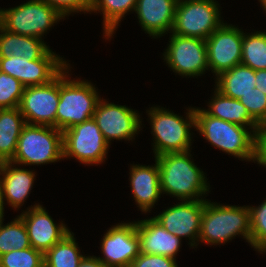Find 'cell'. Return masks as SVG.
I'll return each instance as SVG.
<instances>
[{
    "mask_svg": "<svg viewBox=\"0 0 266 267\" xmlns=\"http://www.w3.org/2000/svg\"><path fill=\"white\" fill-rule=\"evenodd\" d=\"M191 150L182 153H168L155 157L160 174L162 194L183 200H206L210 184L194 160Z\"/></svg>",
    "mask_w": 266,
    "mask_h": 267,
    "instance_id": "cell-1",
    "label": "cell"
},
{
    "mask_svg": "<svg viewBox=\"0 0 266 267\" xmlns=\"http://www.w3.org/2000/svg\"><path fill=\"white\" fill-rule=\"evenodd\" d=\"M195 131L212 146L244 161L256 162L257 133L260 127H243L209 115L194 107ZM250 130V131H249Z\"/></svg>",
    "mask_w": 266,
    "mask_h": 267,
    "instance_id": "cell-2",
    "label": "cell"
},
{
    "mask_svg": "<svg viewBox=\"0 0 266 267\" xmlns=\"http://www.w3.org/2000/svg\"><path fill=\"white\" fill-rule=\"evenodd\" d=\"M236 236L242 237L251 245L248 205H223L206 199L198 242L210 246L222 245Z\"/></svg>",
    "mask_w": 266,
    "mask_h": 267,
    "instance_id": "cell-3",
    "label": "cell"
},
{
    "mask_svg": "<svg viewBox=\"0 0 266 267\" xmlns=\"http://www.w3.org/2000/svg\"><path fill=\"white\" fill-rule=\"evenodd\" d=\"M186 110L184 117L160 106H153L146 110L154 139L152 143L154 157L168 153L187 152L192 149L193 132L191 129H195L194 107L186 108Z\"/></svg>",
    "mask_w": 266,
    "mask_h": 267,
    "instance_id": "cell-4",
    "label": "cell"
},
{
    "mask_svg": "<svg viewBox=\"0 0 266 267\" xmlns=\"http://www.w3.org/2000/svg\"><path fill=\"white\" fill-rule=\"evenodd\" d=\"M70 64L59 74V103L56 129L62 132L73 125L93 118L101 98L96 87L87 80L70 79ZM79 79V80H78Z\"/></svg>",
    "mask_w": 266,
    "mask_h": 267,
    "instance_id": "cell-5",
    "label": "cell"
},
{
    "mask_svg": "<svg viewBox=\"0 0 266 267\" xmlns=\"http://www.w3.org/2000/svg\"><path fill=\"white\" fill-rule=\"evenodd\" d=\"M63 159L62 131L53 126L26 124L11 162L17 165H44Z\"/></svg>",
    "mask_w": 266,
    "mask_h": 267,
    "instance_id": "cell-6",
    "label": "cell"
},
{
    "mask_svg": "<svg viewBox=\"0 0 266 267\" xmlns=\"http://www.w3.org/2000/svg\"><path fill=\"white\" fill-rule=\"evenodd\" d=\"M64 18L42 0H29L8 9L0 8V26L3 29L13 34L39 39Z\"/></svg>",
    "mask_w": 266,
    "mask_h": 267,
    "instance_id": "cell-7",
    "label": "cell"
},
{
    "mask_svg": "<svg viewBox=\"0 0 266 267\" xmlns=\"http://www.w3.org/2000/svg\"><path fill=\"white\" fill-rule=\"evenodd\" d=\"M216 0H178L173 34L206 40L224 20Z\"/></svg>",
    "mask_w": 266,
    "mask_h": 267,
    "instance_id": "cell-8",
    "label": "cell"
},
{
    "mask_svg": "<svg viewBox=\"0 0 266 267\" xmlns=\"http://www.w3.org/2000/svg\"><path fill=\"white\" fill-rule=\"evenodd\" d=\"M63 160L75 158L84 165H100L107 160L110 145L93 118L62 132Z\"/></svg>",
    "mask_w": 266,
    "mask_h": 267,
    "instance_id": "cell-9",
    "label": "cell"
},
{
    "mask_svg": "<svg viewBox=\"0 0 266 267\" xmlns=\"http://www.w3.org/2000/svg\"><path fill=\"white\" fill-rule=\"evenodd\" d=\"M69 63L50 49L41 59L0 57V71L19 80L24 87L43 85L55 79Z\"/></svg>",
    "mask_w": 266,
    "mask_h": 267,
    "instance_id": "cell-10",
    "label": "cell"
},
{
    "mask_svg": "<svg viewBox=\"0 0 266 267\" xmlns=\"http://www.w3.org/2000/svg\"><path fill=\"white\" fill-rule=\"evenodd\" d=\"M163 60L170 69L182 77H200L209 70L207 46L204 39L170 34Z\"/></svg>",
    "mask_w": 266,
    "mask_h": 267,
    "instance_id": "cell-11",
    "label": "cell"
},
{
    "mask_svg": "<svg viewBox=\"0 0 266 267\" xmlns=\"http://www.w3.org/2000/svg\"><path fill=\"white\" fill-rule=\"evenodd\" d=\"M93 119L109 145L113 139L132 141L142 130V119L137 110L109 103L103 98L96 105Z\"/></svg>",
    "mask_w": 266,
    "mask_h": 267,
    "instance_id": "cell-12",
    "label": "cell"
},
{
    "mask_svg": "<svg viewBox=\"0 0 266 267\" xmlns=\"http://www.w3.org/2000/svg\"><path fill=\"white\" fill-rule=\"evenodd\" d=\"M243 33L225 22L205 40L208 68L215 77L241 64Z\"/></svg>",
    "mask_w": 266,
    "mask_h": 267,
    "instance_id": "cell-13",
    "label": "cell"
},
{
    "mask_svg": "<svg viewBox=\"0 0 266 267\" xmlns=\"http://www.w3.org/2000/svg\"><path fill=\"white\" fill-rule=\"evenodd\" d=\"M58 103L59 75L49 83L24 87L19 109L26 124L56 128Z\"/></svg>",
    "mask_w": 266,
    "mask_h": 267,
    "instance_id": "cell-14",
    "label": "cell"
},
{
    "mask_svg": "<svg viewBox=\"0 0 266 267\" xmlns=\"http://www.w3.org/2000/svg\"><path fill=\"white\" fill-rule=\"evenodd\" d=\"M97 257L108 267H129L140 253L136 221L118 223L110 227L101 240Z\"/></svg>",
    "mask_w": 266,
    "mask_h": 267,
    "instance_id": "cell-15",
    "label": "cell"
},
{
    "mask_svg": "<svg viewBox=\"0 0 266 267\" xmlns=\"http://www.w3.org/2000/svg\"><path fill=\"white\" fill-rule=\"evenodd\" d=\"M204 205L205 200H181L153 218L181 240L184 237L188 238L190 240L188 245L194 248L199 245Z\"/></svg>",
    "mask_w": 266,
    "mask_h": 267,
    "instance_id": "cell-16",
    "label": "cell"
},
{
    "mask_svg": "<svg viewBox=\"0 0 266 267\" xmlns=\"http://www.w3.org/2000/svg\"><path fill=\"white\" fill-rule=\"evenodd\" d=\"M19 216L27 228L31 247L43 253L71 232L63 221L56 224L39 203L31 205L26 211L23 210Z\"/></svg>",
    "mask_w": 266,
    "mask_h": 267,
    "instance_id": "cell-17",
    "label": "cell"
},
{
    "mask_svg": "<svg viewBox=\"0 0 266 267\" xmlns=\"http://www.w3.org/2000/svg\"><path fill=\"white\" fill-rule=\"evenodd\" d=\"M177 2L178 0H137L134 11L142 30L153 39L171 33Z\"/></svg>",
    "mask_w": 266,
    "mask_h": 267,
    "instance_id": "cell-18",
    "label": "cell"
},
{
    "mask_svg": "<svg viewBox=\"0 0 266 267\" xmlns=\"http://www.w3.org/2000/svg\"><path fill=\"white\" fill-rule=\"evenodd\" d=\"M140 253L156 254L176 259L182 240L168 232L153 217L136 221Z\"/></svg>",
    "mask_w": 266,
    "mask_h": 267,
    "instance_id": "cell-19",
    "label": "cell"
},
{
    "mask_svg": "<svg viewBox=\"0 0 266 267\" xmlns=\"http://www.w3.org/2000/svg\"><path fill=\"white\" fill-rule=\"evenodd\" d=\"M154 165L130 166V189L137 207L144 213L150 212L161 198L159 166ZM151 209V210H150Z\"/></svg>",
    "mask_w": 266,
    "mask_h": 267,
    "instance_id": "cell-20",
    "label": "cell"
},
{
    "mask_svg": "<svg viewBox=\"0 0 266 267\" xmlns=\"http://www.w3.org/2000/svg\"><path fill=\"white\" fill-rule=\"evenodd\" d=\"M17 164L8 161L0 181L1 199L11 206L14 211L24 205L34 186L36 173L34 170L16 167Z\"/></svg>",
    "mask_w": 266,
    "mask_h": 267,
    "instance_id": "cell-21",
    "label": "cell"
},
{
    "mask_svg": "<svg viewBox=\"0 0 266 267\" xmlns=\"http://www.w3.org/2000/svg\"><path fill=\"white\" fill-rule=\"evenodd\" d=\"M50 50L43 39L13 34L0 26V57H25L27 60L41 59Z\"/></svg>",
    "mask_w": 266,
    "mask_h": 267,
    "instance_id": "cell-22",
    "label": "cell"
},
{
    "mask_svg": "<svg viewBox=\"0 0 266 267\" xmlns=\"http://www.w3.org/2000/svg\"><path fill=\"white\" fill-rule=\"evenodd\" d=\"M215 88L224 96L239 100L254 91L255 70L243 64L222 72L215 79Z\"/></svg>",
    "mask_w": 266,
    "mask_h": 267,
    "instance_id": "cell-23",
    "label": "cell"
},
{
    "mask_svg": "<svg viewBox=\"0 0 266 267\" xmlns=\"http://www.w3.org/2000/svg\"><path fill=\"white\" fill-rule=\"evenodd\" d=\"M213 93L208 109H204L209 115L243 127H260L239 100L224 96L216 88Z\"/></svg>",
    "mask_w": 266,
    "mask_h": 267,
    "instance_id": "cell-24",
    "label": "cell"
},
{
    "mask_svg": "<svg viewBox=\"0 0 266 267\" xmlns=\"http://www.w3.org/2000/svg\"><path fill=\"white\" fill-rule=\"evenodd\" d=\"M26 125L19 107L0 109V154L8 161L15 156L17 142Z\"/></svg>",
    "mask_w": 266,
    "mask_h": 267,
    "instance_id": "cell-25",
    "label": "cell"
},
{
    "mask_svg": "<svg viewBox=\"0 0 266 267\" xmlns=\"http://www.w3.org/2000/svg\"><path fill=\"white\" fill-rule=\"evenodd\" d=\"M137 0H92V12L103 15V38L110 40L125 14L135 10Z\"/></svg>",
    "mask_w": 266,
    "mask_h": 267,
    "instance_id": "cell-26",
    "label": "cell"
},
{
    "mask_svg": "<svg viewBox=\"0 0 266 267\" xmlns=\"http://www.w3.org/2000/svg\"><path fill=\"white\" fill-rule=\"evenodd\" d=\"M74 235L68 233L44 253V267H78L85 255L81 254Z\"/></svg>",
    "mask_w": 266,
    "mask_h": 267,
    "instance_id": "cell-27",
    "label": "cell"
},
{
    "mask_svg": "<svg viewBox=\"0 0 266 267\" xmlns=\"http://www.w3.org/2000/svg\"><path fill=\"white\" fill-rule=\"evenodd\" d=\"M241 64L253 70H266V32L243 33Z\"/></svg>",
    "mask_w": 266,
    "mask_h": 267,
    "instance_id": "cell-28",
    "label": "cell"
},
{
    "mask_svg": "<svg viewBox=\"0 0 266 267\" xmlns=\"http://www.w3.org/2000/svg\"><path fill=\"white\" fill-rule=\"evenodd\" d=\"M31 247L27 228L18 215L10 223L0 227V256L12 250H23Z\"/></svg>",
    "mask_w": 266,
    "mask_h": 267,
    "instance_id": "cell-29",
    "label": "cell"
},
{
    "mask_svg": "<svg viewBox=\"0 0 266 267\" xmlns=\"http://www.w3.org/2000/svg\"><path fill=\"white\" fill-rule=\"evenodd\" d=\"M250 210L251 247L258 253H266V198L259 206H248Z\"/></svg>",
    "mask_w": 266,
    "mask_h": 267,
    "instance_id": "cell-30",
    "label": "cell"
},
{
    "mask_svg": "<svg viewBox=\"0 0 266 267\" xmlns=\"http://www.w3.org/2000/svg\"><path fill=\"white\" fill-rule=\"evenodd\" d=\"M0 267H44V253L29 247L0 256Z\"/></svg>",
    "mask_w": 266,
    "mask_h": 267,
    "instance_id": "cell-31",
    "label": "cell"
},
{
    "mask_svg": "<svg viewBox=\"0 0 266 267\" xmlns=\"http://www.w3.org/2000/svg\"><path fill=\"white\" fill-rule=\"evenodd\" d=\"M23 90L19 80L0 71V109L19 107Z\"/></svg>",
    "mask_w": 266,
    "mask_h": 267,
    "instance_id": "cell-32",
    "label": "cell"
},
{
    "mask_svg": "<svg viewBox=\"0 0 266 267\" xmlns=\"http://www.w3.org/2000/svg\"><path fill=\"white\" fill-rule=\"evenodd\" d=\"M239 101L260 126L266 124V95L262 91L254 88V91L242 96Z\"/></svg>",
    "mask_w": 266,
    "mask_h": 267,
    "instance_id": "cell-33",
    "label": "cell"
},
{
    "mask_svg": "<svg viewBox=\"0 0 266 267\" xmlns=\"http://www.w3.org/2000/svg\"><path fill=\"white\" fill-rule=\"evenodd\" d=\"M56 9L63 17L71 13H90L92 0H42Z\"/></svg>",
    "mask_w": 266,
    "mask_h": 267,
    "instance_id": "cell-34",
    "label": "cell"
},
{
    "mask_svg": "<svg viewBox=\"0 0 266 267\" xmlns=\"http://www.w3.org/2000/svg\"><path fill=\"white\" fill-rule=\"evenodd\" d=\"M129 267H178V264L167 256L139 253Z\"/></svg>",
    "mask_w": 266,
    "mask_h": 267,
    "instance_id": "cell-35",
    "label": "cell"
},
{
    "mask_svg": "<svg viewBox=\"0 0 266 267\" xmlns=\"http://www.w3.org/2000/svg\"><path fill=\"white\" fill-rule=\"evenodd\" d=\"M257 164L266 168V124L261 125L257 133Z\"/></svg>",
    "mask_w": 266,
    "mask_h": 267,
    "instance_id": "cell-36",
    "label": "cell"
},
{
    "mask_svg": "<svg viewBox=\"0 0 266 267\" xmlns=\"http://www.w3.org/2000/svg\"><path fill=\"white\" fill-rule=\"evenodd\" d=\"M78 267H108L104 265L96 256H84L78 264Z\"/></svg>",
    "mask_w": 266,
    "mask_h": 267,
    "instance_id": "cell-37",
    "label": "cell"
},
{
    "mask_svg": "<svg viewBox=\"0 0 266 267\" xmlns=\"http://www.w3.org/2000/svg\"><path fill=\"white\" fill-rule=\"evenodd\" d=\"M255 88H258L266 95V70L255 71Z\"/></svg>",
    "mask_w": 266,
    "mask_h": 267,
    "instance_id": "cell-38",
    "label": "cell"
},
{
    "mask_svg": "<svg viewBox=\"0 0 266 267\" xmlns=\"http://www.w3.org/2000/svg\"><path fill=\"white\" fill-rule=\"evenodd\" d=\"M8 160H6L1 154H0V181L3 176V172L5 169V166L7 164Z\"/></svg>",
    "mask_w": 266,
    "mask_h": 267,
    "instance_id": "cell-39",
    "label": "cell"
},
{
    "mask_svg": "<svg viewBox=\"0 0 266 267\" xmlns=\"http://www.w3.org/2000/svg\"><path fill=\"white\" fill-rule=\"evenodd\" d=\"M6 203L1 199V196H0V227L2 226L3 222H4V205Z\"/></svg>",
    "mask_w": 266,
    "mask_h": 267,
    "instance_id": "cell-40",
    "label": "cell"
},
{
    "mask_svg": "<svg viewBox=\"0 0 266 267\" xmlns=\"http://www.w3.org/2000/svg\"><path fill=\"white\" fill-rule=\"evenodd\" d=\"M260 6L262 7L263 11L265 10L266 13V0H259Z\"/></svg>",
    "mask_w": 266,
    "mask_h": 267,
    "instance_id": "cell-41",
    "label": "cell"
}]
</instances>
